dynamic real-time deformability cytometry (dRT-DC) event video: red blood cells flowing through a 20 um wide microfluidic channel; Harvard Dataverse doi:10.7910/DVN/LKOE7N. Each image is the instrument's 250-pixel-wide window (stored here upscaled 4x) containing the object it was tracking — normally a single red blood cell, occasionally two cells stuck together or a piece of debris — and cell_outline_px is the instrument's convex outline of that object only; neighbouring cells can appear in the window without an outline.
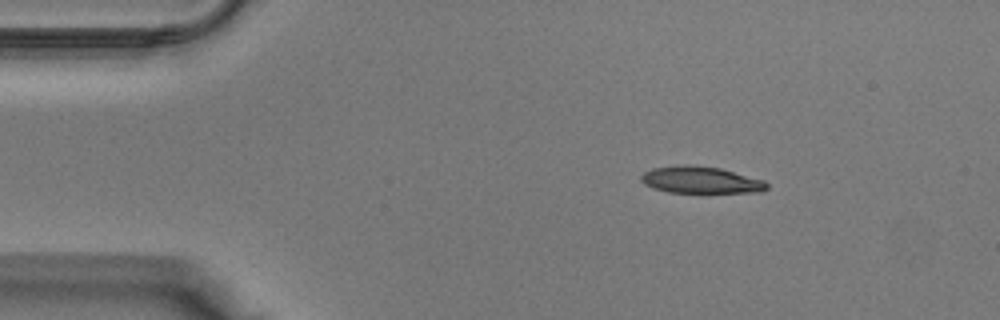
{"species": "Egyptian fruit bat (a non-hibernating species)", "species_latin": "Rousettus aegyptiacus", "temperature_condition": "warm", "stored_images_in_passage": 34, "camera_frame_rate_fps": 3000, "um_per_image_px": 0.085, "animal": {"sex": "male"}, "frame": {"image": 1, "passage_image": 1, "time_ms": 0.0, "image_size_px": [1000, 320], "cell_outline_px": [[768, 188], [760, 192], [668, 192], [652, 188], [644, 184], [640, 180], [640, 176], [644, 172], [652, 168], [684, 164], [720, 168], [764, 180], [768, 184]], "centroid_in_image_um": [59.53, 15.29], "position_along_channel_um": 25.5, "area_um2": 19.59}}
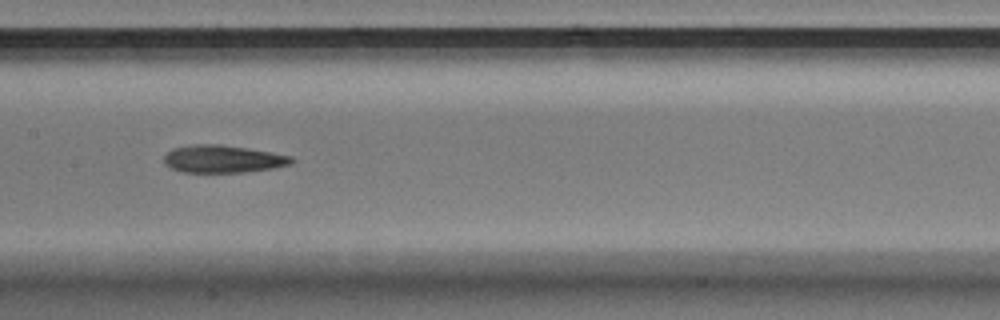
{"frame": {"image": 2, "passage_image": 14, "time_ms": 4.333, "image_size_px": [1000, 320], "cell_outline_px": [[296, 160], [292, 164], [272, 168], [244, 172], [184, 172], [172, 168], [164, 164], [164, 156], [172, 148], [192, 144], [220, 144], [248, 148], [272, 152], [292, 156]], "centroid_in_image_um": [18.97, 13.5], "position_along_channel_um": 188.4, "area_um2": 20.58}}
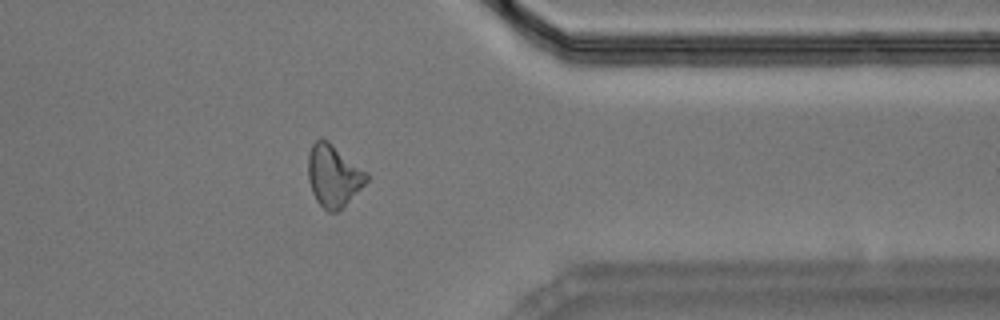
{"frame": {"image": 3, "passage_image": 26, "time_ms": 8.333, "image_size_px": [1000, 320], "cell_outline_px": [[372, 176], [344, 208], [336, 212], [328, 212], [316, 200], [312, 192], [308, 180], [308, 156], [312, 144], [320, 136], [328, 140], [368, 172]], "centroid_in_image_um": [28.38, 14.93], "position_along_channel_um": 383.0, "area_um2": 21.62}}